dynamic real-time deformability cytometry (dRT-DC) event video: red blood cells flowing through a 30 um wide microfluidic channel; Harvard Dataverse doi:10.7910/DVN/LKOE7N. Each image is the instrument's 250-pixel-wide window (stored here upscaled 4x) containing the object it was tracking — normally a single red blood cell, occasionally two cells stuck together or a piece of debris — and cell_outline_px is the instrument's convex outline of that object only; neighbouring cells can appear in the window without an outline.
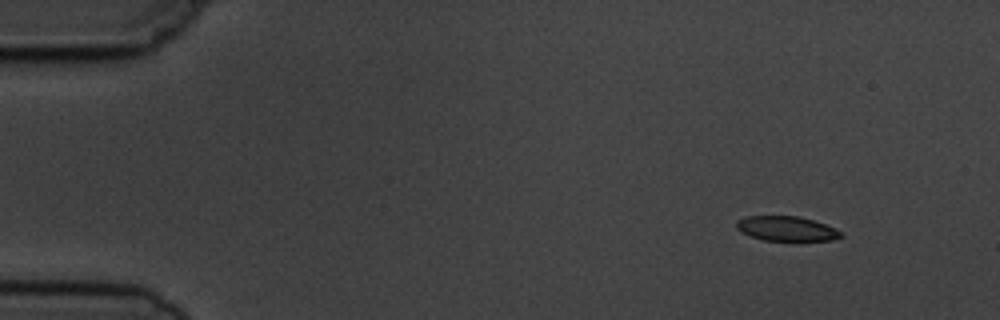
{"species": "common noctule bat (a hibernating species)", "species_latin": "Nyctalus noctula", "temperature_condition": "cold", "stored_images_in_passage": 4, "camera_frame_rate_fps": 3000, "um_per_image_px": 0.085, "animal": {"sex": "male", "body_mass_g": 19.5, "forearm_length_mm": 54.6}, "frame": {"image": 1, "passage_image": 1, "time_ms": 0.0, "image_size_px": [1000, 320], "cell_outline_px": [[844, 236], [832, 240], [800, 244], [764, 240], [740, 232], [736, 228], [736, 220], [748, 216], [796, 216], [812, 220], [836, 228], [844, 232]], "centroid_in_image_um": [66.93, 19.5], "position_along_channel_um": 18.1, "area_um2": 15.95}}
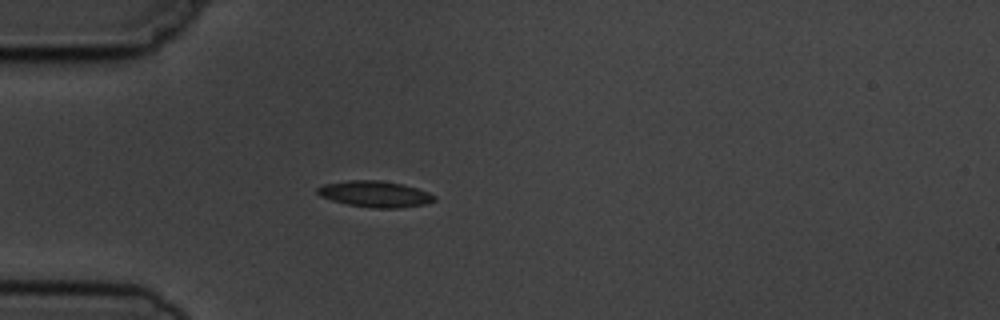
{"frame": {"image": 2, "passage_image": 4, "time_ms": 3.333, "image_size_px": [1000, 320], "cell_outline_px": [[436, 200], [424, 204], [400, 208], [372, 208], [348, 204], [332, 200], [320, 196], [316, 192], [316, 188], [324, 184], [348, 180], [380, 180], [400, 184], [416, 188], [428, 192], [436, 196]], "centroid_in_image_um": [31.86, 16.49], "position_along_channel_um": 53.1, "area_um2": 17.74}}